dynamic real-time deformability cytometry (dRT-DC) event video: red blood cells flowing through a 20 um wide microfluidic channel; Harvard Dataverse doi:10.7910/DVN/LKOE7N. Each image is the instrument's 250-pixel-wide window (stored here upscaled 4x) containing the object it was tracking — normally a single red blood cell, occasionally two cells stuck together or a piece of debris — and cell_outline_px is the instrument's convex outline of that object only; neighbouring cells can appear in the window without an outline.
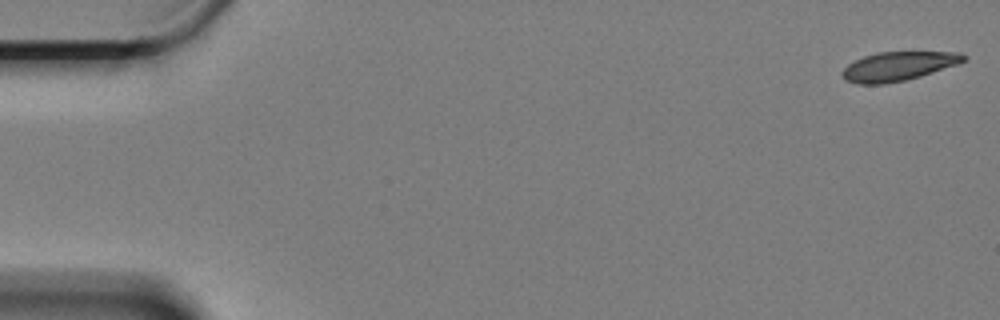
{"species": "Egyptian fruit bat (a non-hibernating species)", "species_latin": "Rousettus aegyptiacus", "temperature_condition": "cold", "stored_images_in_passage": 60, "camera_frame_rate_fps": 3000, "um_per_image_px": 0.085, "animal": {"sex": "female"}, "frame": {"image": 1, "passage_image": 1, "time_ms": 0.0, "image_size_px": [1000, 320], "cell_outline_px": [[968, 60], [960, 64], [920, 76], [904, 80], [884, 84], [856, 84], [844, 80], [840, 72], [848, 64], [864, 56], [880, 52], [960, 52], [968, 56]], "centroid_in_image_um": [76.38, 5.63], "position_along_channel_um": 8.6, "area_um2": 20.69}}
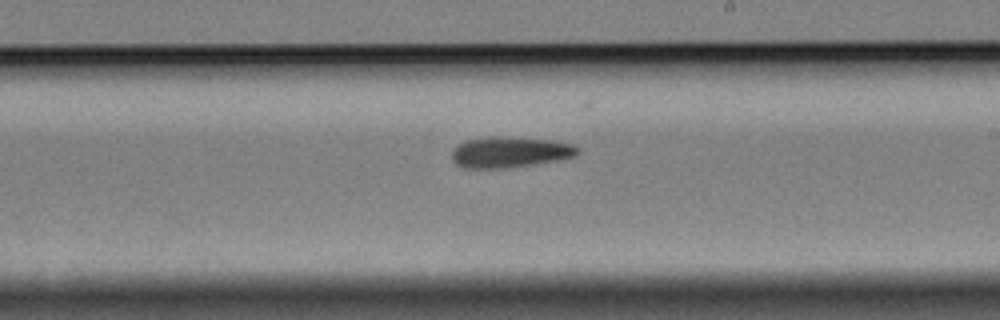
{"frame": {"image": 2, "passage_image": 35, "time_ms": 11.333, "image_size_px": [1000, 320], "cell_outline_px": [[580, 152], [572, 156], [532, 164], [504, 168], [464, 168], [456, 164], [452, 160], [452, 152], [464, 140], [492, 136], [500, 136], [552, 140], [572, 144], [580, 148]], "centroid_in_image_um": [43.3, 12.92], "position_along_channel_um": 245.7, "area_um2": 22.31}}
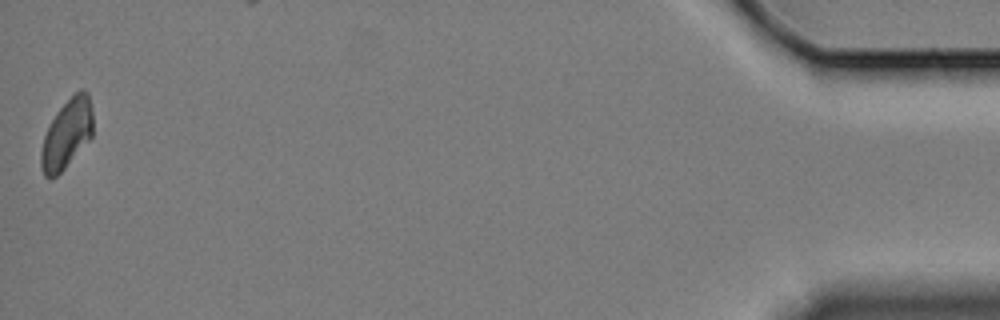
{"frame": {"image": 3, "passage_image": 60, "time_ms": 19.667, "image_size_px": [1000, 320], "cell_outline_px": [[92, 136], [64, 168], [56, 176], [44, 176], [40, 164], [40, 152], [44, 136], [48, 124], [56, 112], [80, 88], [84, 88], [88, 92], [92, 112]], "centroid_in_image_um": [5.66, 11.35], "position_along_channel_um": 429.5, "area_um2": 20.69}}